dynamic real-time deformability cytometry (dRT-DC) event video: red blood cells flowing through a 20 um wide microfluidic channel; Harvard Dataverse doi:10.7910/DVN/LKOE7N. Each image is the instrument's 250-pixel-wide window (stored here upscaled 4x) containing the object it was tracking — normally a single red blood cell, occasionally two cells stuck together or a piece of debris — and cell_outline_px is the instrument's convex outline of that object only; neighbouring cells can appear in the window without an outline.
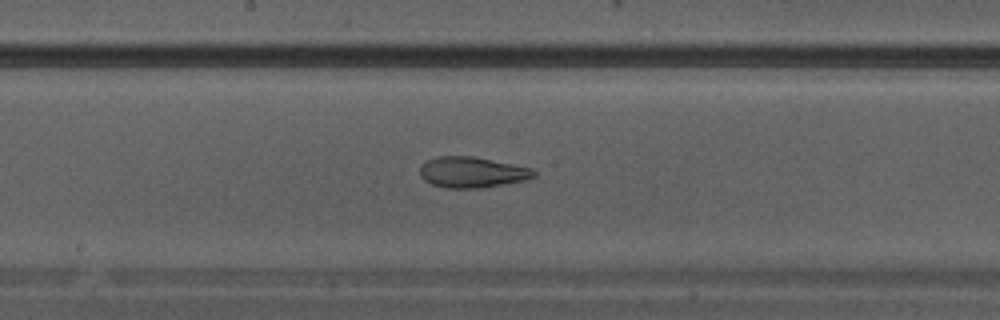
{"species": "Egyptian fruit bat (a non-hibernating species)", "species_latin": "Rousettus aegyptiacus", "temperature_condition": "warm", "stored_images_in_passage": 11, "camera_frame_rate_fps": 3000, "um_per_image_px": 0.085, "animal": {"sex": "male"}, "frame": {"image": 1, "passage_image": 7, "time_ms": 2.0, "image_size_px": [1000, 320], "cell_outline_px": [[536, 176], [524, 180], [480, 188], [444, 188], [432, 184], [424, 180], [420, 176], [420, 164], [428, 160], [440, 156], [472, 156], [532, 168], [536, 172]], "centroid_in_image_um": [40.09, 14.64], "position_along_channel_um": 208.1, "area_um2": 20.35}}
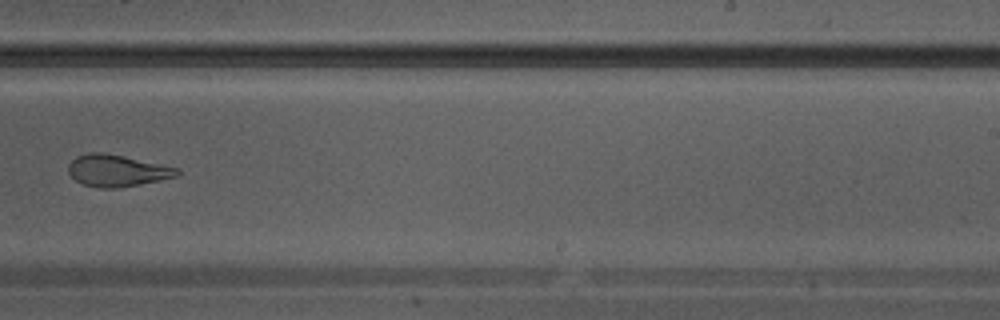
{"frame": {"image": 2, "passage_image": 10, "time_ms": 3.0, "image_size_px": [1000, 320], "cell_outline_px": [[180, 172], [176, 176], [160, 180], [140, 184], [116, 188], [100, 188], [84, 184], [76, 180], [68, 172], [68, 164], [76, 156], [88, 152], [104, 152], [124, 156], [180, 168]], "centroid_in_image_um": [9.94, 14.49], "position_along_channel_um": 279.1, "area_um2": 20.11}}